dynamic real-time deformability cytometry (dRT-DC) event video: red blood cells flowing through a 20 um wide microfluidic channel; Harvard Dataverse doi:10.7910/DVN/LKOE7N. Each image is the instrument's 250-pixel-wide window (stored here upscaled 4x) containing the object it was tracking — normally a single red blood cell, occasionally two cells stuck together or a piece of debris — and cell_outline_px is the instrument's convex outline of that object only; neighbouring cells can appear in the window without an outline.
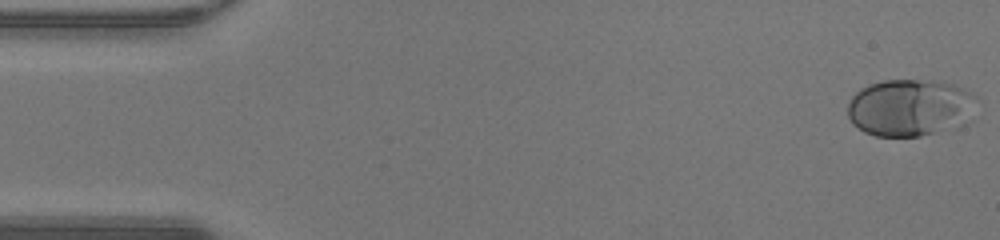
{"species": "human", "species_latin": "Homo sapiens", "temperature_condition": "warm", "stored_images_in_passage": 49, "camera_frame_rate_fps": 3000, "um_per_image_px": 0.085, "donor": {"sex": "male"}, "frame": {"image": 1, "passage_image": 1, "time_ms": 0.0, "image_size_px": [1000, 240], "cell_outline_px": [[976, 96], [964, 124], [956, 128], [920, 136], [876, 136], [864, 132], [852, 124], [848, 116], [848, 104], [852, 96], [860, 88], [884, 80], [932, 80], [952, 84]], "centroid_in_image_um": [77.28, 9.16], "position_along_channel_um": 7.7, "area_um2": 42.6}}
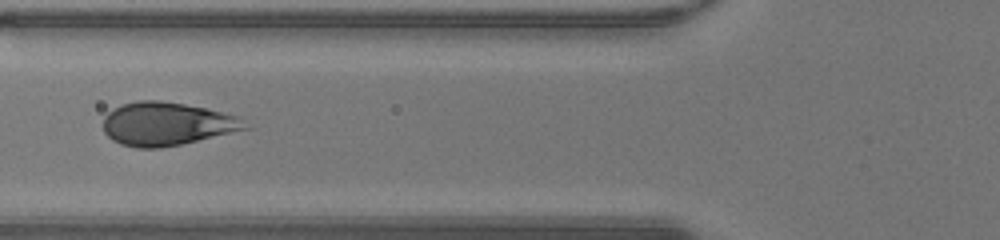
{"frame": {"image": 2, "passage_image": 18, "time_ms": 5.667, "image_size_px": [1000, 240], "cell_outline_px": [[252, 128], [180, 144], [160, 148], [136, 148], [120, 144], [112, 140], [104, 132], [104, 116], [108, 112], [120, 104], [140, 100], [160, 100], [184, 104], [204, 108], [236, 116]], "centroid_in_image_um": [14.13, 10.53], "position_along_channel_um": 111.7, "area_um2": 35.6}}
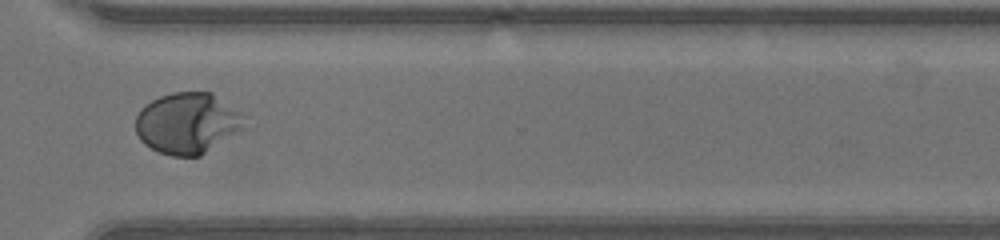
{"frame": {"image": 3, "passage_image": 35, "time_ms": 11.333, "image_size_px": [1000, 240], "cell_outline_px": [[240, 128], [200, 156], [172, 156], [160, 152], [144, 144], [140, 140], [136, 132], [136, 116], [140, 108], [144, 104], [160, 96], [172, 92], [212, 92], [240, 112]], "centroid_in_image_um": [15.82, 10.45], "position_along_channel_um": 354.8, "area_um2": 37.86}, "authors_computed_cell_mechanics": {"area_um2": 37.9746, "velocity_mm_per_s": 4.2826, "shape_relaxation_time_tau1_ms": 3.9485, "shape_relaxation_time_tau2_ms": null, "deformation_change_tau1": 0.2463, "deformation_change_tau2": null}}